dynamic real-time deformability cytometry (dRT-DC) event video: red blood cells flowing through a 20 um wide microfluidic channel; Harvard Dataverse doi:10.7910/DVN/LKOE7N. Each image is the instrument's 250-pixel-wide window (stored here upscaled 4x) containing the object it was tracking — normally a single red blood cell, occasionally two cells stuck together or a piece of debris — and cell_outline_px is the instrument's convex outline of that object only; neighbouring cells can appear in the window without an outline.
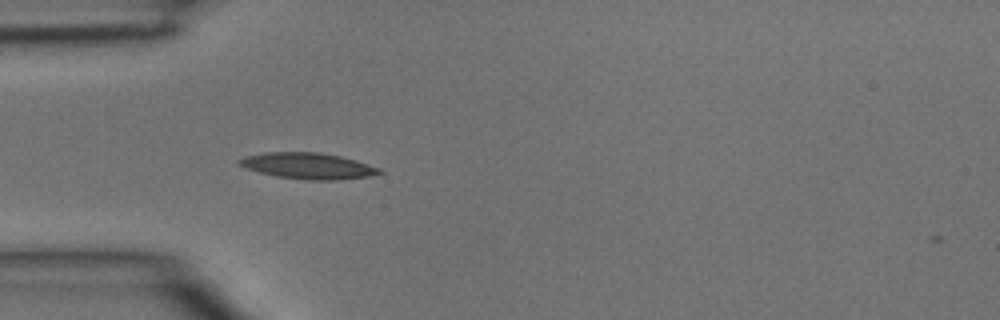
{"species": "common noctule bat (a hibernating species)", "species_latin": "Nyctalus noctula", "temperature_condition": "room temperature", "stored_images_in_passage": 3, "camera_frame_rate_fps": 3000, "um_per_image_px": 0.085, "animal": {"sex": "male", "body_mass_g": 15.6}, "frame": {"image": 1, "passage_image": 3, "time_ms": 0.667, "image_size_px": [1000, 320], "cell_outline_px": [[384, 172], [368, 176], [336, 180], [308, 180], [276, 176], [260, 172], [236, 164], [236, 160], [244, 156], [264, 152], [320, 152], [340, 156], [356, 160], [380, 168]], "centroid_in_image_um": [26.15, 14.09], "position_along_channel_um": 58.8, "area_um2": 21.33}}